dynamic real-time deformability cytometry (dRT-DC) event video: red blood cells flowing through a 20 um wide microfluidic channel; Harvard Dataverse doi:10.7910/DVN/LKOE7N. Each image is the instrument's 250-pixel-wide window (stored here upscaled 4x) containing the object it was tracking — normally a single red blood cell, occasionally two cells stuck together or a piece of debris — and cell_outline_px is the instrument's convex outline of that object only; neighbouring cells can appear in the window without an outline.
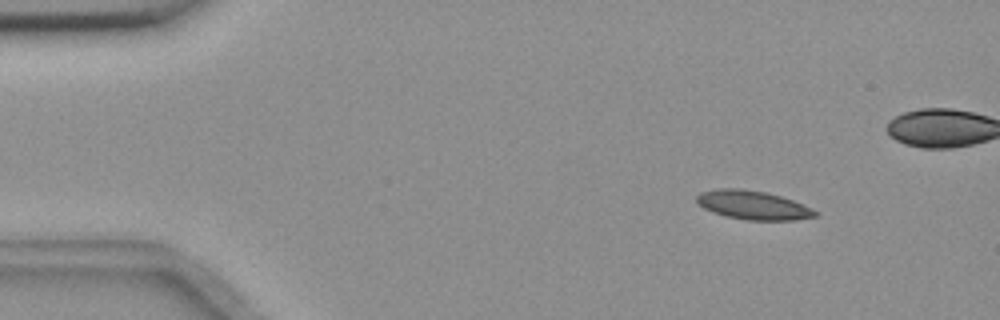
{"species": "common noctule bat (a hibernating species)", "species_latin": "Nyctalus noctula", "temperature_condition": "room temperature", "stored_images_in_passage": 6, "camera_frame_rate_fps": 3000, "um_per_image_px": 0.085, "animal": {"sex": "female", "body_mass_g": 18.4}, "frame": {"image": 1, "passage_image": 2, "time_ms": 0.333, "image_size_px": [1000, 320], "cell_outline_px": [[820, 216], [796, 220], [744, 220], [724, 216], [712, 212], [696, 204], [696, 196], [700, 192], [716, 188], [744, 188], [764, 192], [780, 196], [804, 204], [820, 212]], "centroid_in_image_um": [64.01, 17.44], "position_along_channel_um": 21.0, "area_um2": 20.35}}